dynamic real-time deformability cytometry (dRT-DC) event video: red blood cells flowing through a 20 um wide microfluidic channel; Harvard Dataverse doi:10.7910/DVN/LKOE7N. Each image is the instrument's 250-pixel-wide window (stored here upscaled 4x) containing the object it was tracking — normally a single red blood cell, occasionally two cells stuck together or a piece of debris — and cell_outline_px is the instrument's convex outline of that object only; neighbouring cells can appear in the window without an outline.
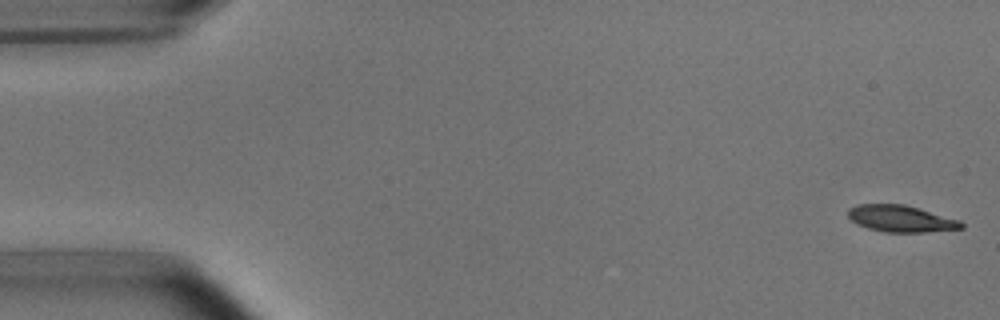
{"species": "common noctule bat (a hibernating species)", "species_latin": "Nyctalus noctula", "temperature_condition": "room temperature", "stored_images_in_passage": 52, "camera_frame_rate_fps": 3000, "um_per_image_px": 0.085, "animal": {"sex": "male", "body_mass_g": 15.6}, "frame": {"image": 1, "passage_image": 1, "time_ms": 0.0, "image_size_px": [1000, 320], "cell_outline_px": [[964, 228], [924, 232], [884, 232], [868, 228], [852, 220], [848, 216], [848, 208], [856, 204], [904, 204], [920, 208], [960, 220], [964, 224]], "centroid_in_image_um": [76.59, 18.57], "position_along_channel_um": 8.4, "area_um2": 17.57}}
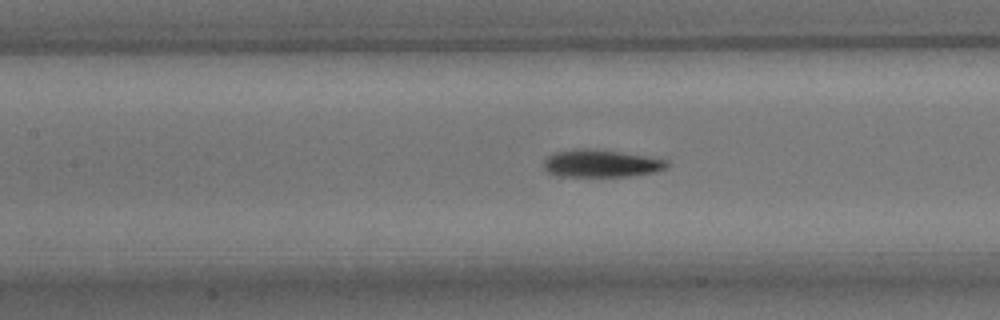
{"frame": {"image": 2, "passage_image": 23, "time_ms": 7.333, "image_size_px": [1000, 320], "cell_outline_px": [[672, 164], [664, 168], [652, 172], [628, 176], [556, 176], [548, 172], [544, 168], [544, 160], [552, 152], [576, 148], [592, 148], [644, 156], [668, 160]], "centroid_in_image_um": [51.04, 13.88], "position_along_channel_um": 156.4, "area_um2": 19.71}}
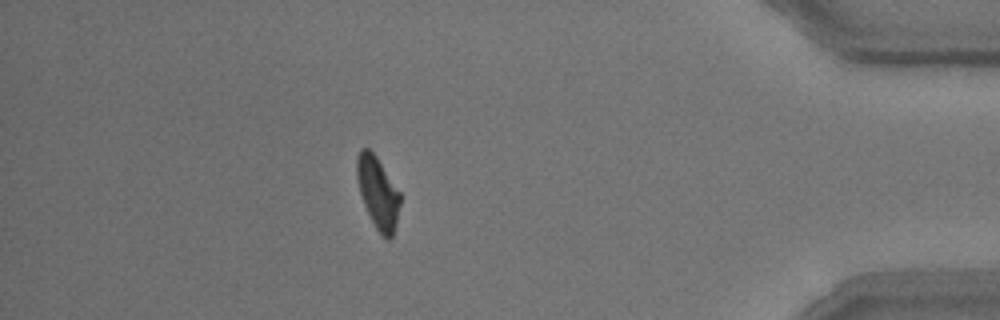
{"frame": {"image": 3, "passage_image": 46, "time_ms": 15.0, "image_size_px": [1000, 320], "cell_outline_px": [[400, 204], [396, 224], [392, 236], [388, 240], [376, 228], [364, 204], [360, 192], [356, 176], [356, 160], [360, 148], [368, 148], [376, 156], [400, 192]], "centroid_in_image_um": [32.11, 16.34], "position_along_channel_um": 403.1, "area_um2": 17.8}, "authors_computed_cell_mechanics": {"area_um2": 19.1029, "velocity_mm_per_s": 3.7987, "shape_relaxation_time_tau1_ms": 3.2566, "shape_relaxation_time_tau2_ms": 4.645, "deformation_change_tau1": 0.1458, "deformation_change_tau2": 0.0971}}